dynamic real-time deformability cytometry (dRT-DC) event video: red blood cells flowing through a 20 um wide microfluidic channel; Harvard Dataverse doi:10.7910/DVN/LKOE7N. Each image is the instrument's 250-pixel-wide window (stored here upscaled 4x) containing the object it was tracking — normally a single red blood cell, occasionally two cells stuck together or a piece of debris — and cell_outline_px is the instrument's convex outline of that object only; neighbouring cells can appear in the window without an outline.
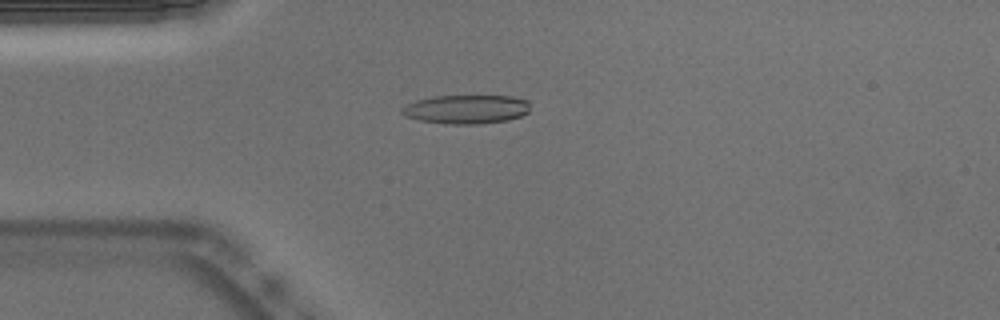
{"species": "Egyptian fruit bat (a non-hibernating species)", "species_latin": "Rousettus aegyptiacus", "temperature_condition": "warm", "stored_images_in_passage": 52, "camera_frame_rate_fps": 3000, "um_per_image_px": 0.085, "animal": {"sex": "male"}, "frame": {"image": 1, "passage_image": 13, "time_ms": 4.0, "image_size_px": [1000, 320], "cell_outline_px": [[528, 112], [520, 116], [508, 120], [480, 124], [444, 124], [420, 120], [404, 116], [400, 112], [408, 104], [416, 100], [432, 96], [512, 96], [528, 100]], "centroid_in_image_um": [39.63, 9.29], "position_along_channel_um": 45.4, "area_um2": 21.56}}
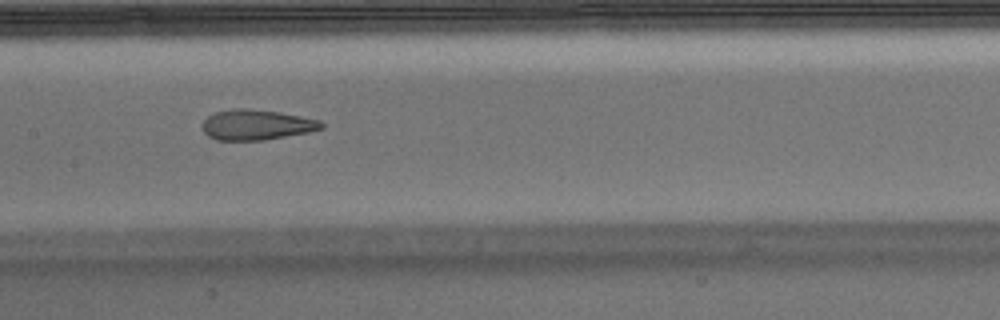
{"frame": {"image": 2, "passage_image": 25, "time_ms": 8.0, "image_size_px": [1000, 320], "cell_outline_px": [[324, 128], [308, 132], [264, 140], [216, 140], [208, 136], [204, 132], [204, 120], [208, 116], [216, 112], [236, 108], [248, 108], [280, 112], [320, 120], [324, 124]], "centroid_in_image_um": [21.82, 10.6], "position_along_channel_um": 185.6, "area_um2": 20.92}}
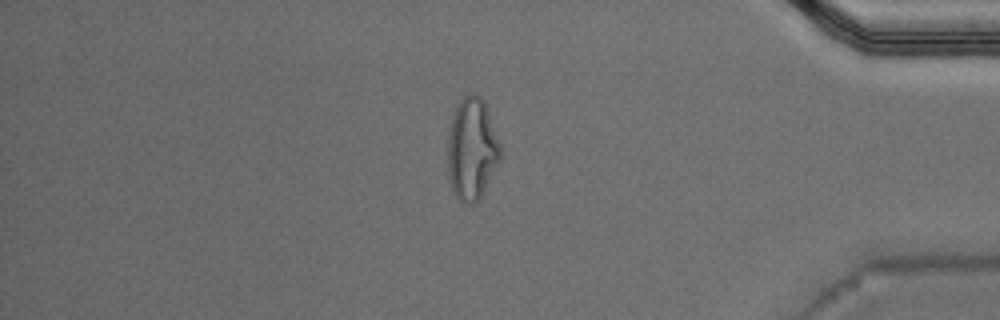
{"frame": {"image": 3, "passage_image": 44, "time_ms": 14.333, "image_size_px": [1000, 320], "cell_outline_px": [[500, 160], [480, 200], [476, 204], [472, 204], [460, 200], [456, 196], [452, 188], [448, 172], [448, 136], [452, 112], [456, 104], [464, 96], [480, 96], [488, 112], [500, 144]], "centroid_in_image_um": [40.1, 12.7], "position_along_channel_um": 395.1, "area_um2": 31.04}, "authors_computed_cell_mechanics": {"area_um2": 21.5594, "velocity_mm_per_s": 3.8238, "shape_relaxation_time_tau1_ms": 8.9659, "shape_relaxation_time_tau2_ms": 1.5228, "deformation_change_tau1": 0.3061, "deformation_change_tau2": 0.1038}}